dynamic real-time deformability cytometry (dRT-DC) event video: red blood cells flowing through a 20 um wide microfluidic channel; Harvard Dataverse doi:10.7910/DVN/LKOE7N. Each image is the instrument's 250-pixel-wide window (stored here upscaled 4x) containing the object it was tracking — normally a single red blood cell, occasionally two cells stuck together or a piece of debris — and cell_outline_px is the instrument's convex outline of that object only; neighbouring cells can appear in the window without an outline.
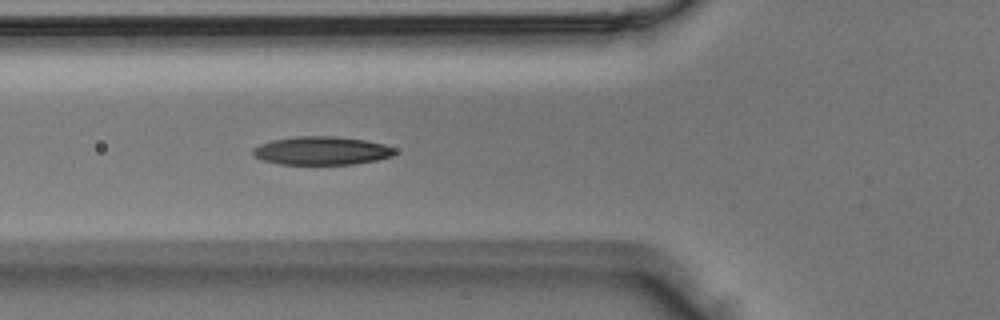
{"species": "Egyptian fruit bat (a non-hibernating species)", "species_latin": "Rousettus aegyptiacus", "temperature_condition": "room temperature", "stored_images_in_passage": 4, "camera_frame_rate_fps": 3000, "um_per_image_px": 0.085, "animal": {"sex": "male"}, "frame": {"image": 1, "passage_image": 4, "time_ms": 1.0, "image_size_px": [1000, 320], "cell_outline_px": [[396, 152], [392, 156], [376, 160], [356, 164], [280, 164], [260, 160], [252, 156], [252, 148], [260, 144], [272, 140], [296, 136], [336, 136], [364, 140], [384, 144], [396, 148]], "centroid_in_image_um": [27.31, 12.81], "position_along_channel_um": 98.5, "area_um2": 23.64}}